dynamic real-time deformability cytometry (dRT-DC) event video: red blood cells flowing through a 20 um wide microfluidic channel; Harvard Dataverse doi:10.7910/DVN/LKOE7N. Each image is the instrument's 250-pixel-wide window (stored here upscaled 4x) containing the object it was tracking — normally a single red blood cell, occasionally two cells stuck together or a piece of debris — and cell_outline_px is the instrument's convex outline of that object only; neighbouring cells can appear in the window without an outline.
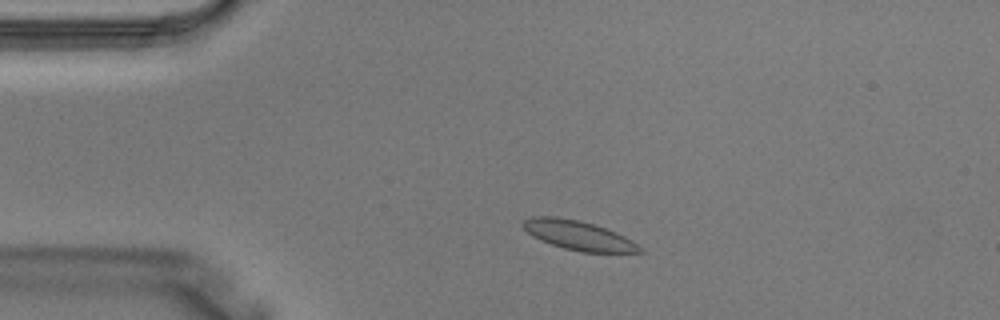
{"species": "Egyptian fruit bat (a non-hibernating species)", "species_latin": "Rousettus aegyptiacus", "temperature_condition": "warm", "stored_images_in_passage": 3, "camera_frame_rate_fps": 3000, "um_per_image_px": 0.085, "animal": {"sex": "male"}, "frame": {"image": 1, "passage_image": 1, "time_ms": 0.0, "image_size_px": [1000, 320], "cell_outline_px": [[644, 252], [580, 252], [564, 248], [540, 240], [532, 236], [520, 224], [524, 220], [532, 216], [556, 216], [580, 220], [616, 232], [632, 240], [644, 248]], "centroid_in_image_um": [49.16, 20.0], "position_along_channel_um": 35.8, "area_um2": 19.94}}
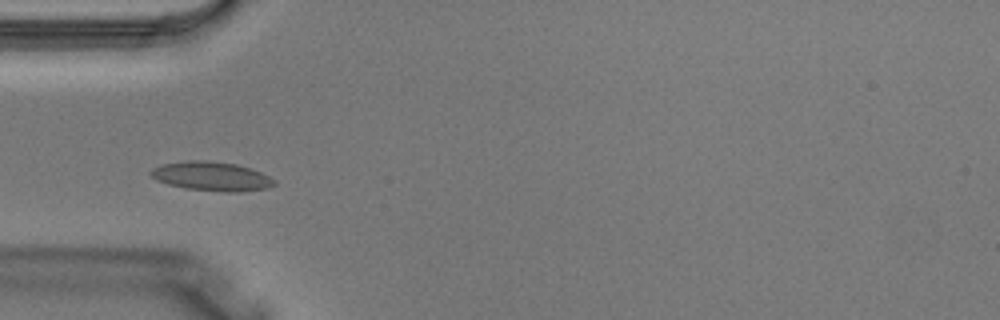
{"frame": {"image": 2, "passage_image": 2, "time_ms": 0.333, "image_size_px": [1000, 320], "cell_outline_px": [[276, 184], [268, 188], [240, 192], [224, 192], [184, 188], [168, 184], [156, 180], [148, 172], [152, 168], [164, 164], [188, 160], [204, 160], [236, 164], [260, 172], [276, 180]], "centroid_in_image_um": [17.98, 14.99], "position_along_channel_um": 67.0, "area_um2": 20.92}}